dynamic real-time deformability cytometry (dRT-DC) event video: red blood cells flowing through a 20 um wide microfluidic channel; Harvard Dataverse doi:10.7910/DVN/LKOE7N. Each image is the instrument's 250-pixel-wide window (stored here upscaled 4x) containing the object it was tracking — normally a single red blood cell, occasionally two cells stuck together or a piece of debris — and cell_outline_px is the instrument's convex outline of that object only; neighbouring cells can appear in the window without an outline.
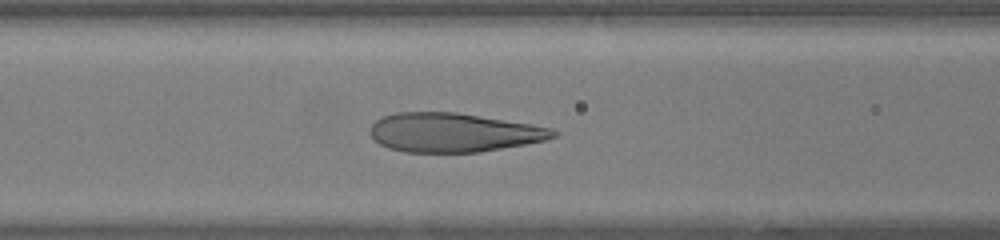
{"species": "human", "species_latin": "Homo sapiens", "temperature_condition": "warm", "stored_images_in_passage": 38, "camera_frame_rate_fps": 3000, "um_per_image_px": 0.085, "donor": {"sex": "female"}, "frame": {"image": 1, "passage_image": 17, "time_ms": 5.333, "image_size_px": [1000, 240], "cell_outline_px": [[560, 132], [556, 136], [544, 140], [524, 144], [480, 152], [404, 152], [388, 148], [380, 144], [368, 132], [368, 128], [376, 120], [384, 116], [396, 112], [456, 112], [552, 128]], "centroid_in_image_um": [38.5, 11.26], "position_along_channel_um": 128.1, "area_um2": 41.44}}
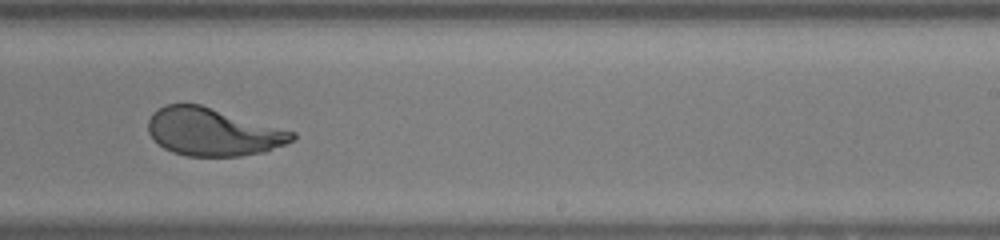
{"frame": {"image": 2, "passage_image": 27, "time_ms": 8.667, "image_size_px": [1000, 240], "cell_outline_px": [[296, 136], [292, 140], [284, 144], [264, 152], [240, 156], [188, 156], [172, 152], [164, 148], [148, 132], [148, 120], [152, 112], [164, 104], [200, 104], [296, 132]], "centroid_in_image_um": [18.08, 11.21], "position_along_channel_um": 270.9, "area_um2": 39.94}}
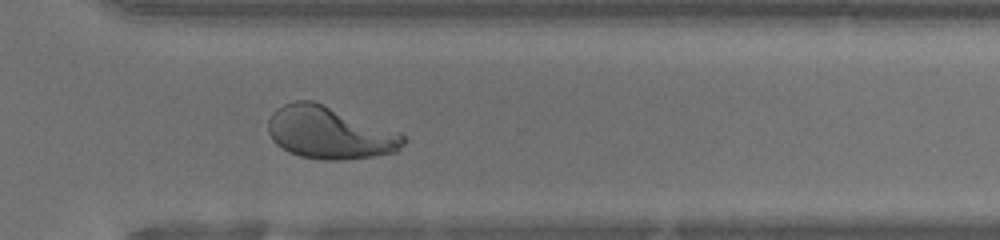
{"frame": {"image": 3, "passage_image": 32, "time_ms": 10.333, "image_size_px": [1000, 240], "cell_outline_px": [[404, 144], [396, 152], [372, 156], [344, 160], [324, 160], [300, 156], [288, 152], [276, 144], [272, 140], [268, 132], [268, 120], [272, 112], [276, 108], [284, 104], [296, 100], [312, 100], [400, 132], [404, 136]], "centroid_in_image_um": [27.98, 11.28], "position_along_channel_um": 342.6, "area_um2": 41.27}, "authors_computed_cell_mechanics": {"area_um2": 42.483, "velocity_mm_per_s": 4.2968, "shape_relaxation_time_tau1_ms": 5.7822, "shape_relaxation_time_tau2_ms": null, "deformation_change_tau1": 0.2882, "deformation_change_tau2": null}}